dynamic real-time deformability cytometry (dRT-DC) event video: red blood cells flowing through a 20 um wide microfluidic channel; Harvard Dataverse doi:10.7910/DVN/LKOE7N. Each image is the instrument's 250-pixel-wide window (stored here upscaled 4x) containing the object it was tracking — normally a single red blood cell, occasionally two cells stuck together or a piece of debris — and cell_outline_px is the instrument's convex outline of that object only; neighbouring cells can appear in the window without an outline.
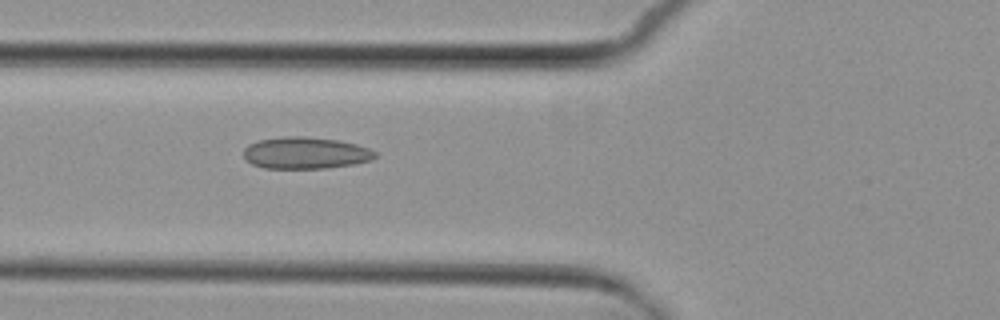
{"species": "common noctule bat (a hibernating species)", "species_latin": "Nyctalus noctula", "temperature_condition": "cold", "stored_images_in_passage": 5, "camera_frame_rate_fps": 3000, "um_per_image_px": 0.085, "animal": {"sex": "female", "body_mass_g": 29.2, "forearm_length_mm": 56.3}, "frame": {"image": 1, "passage_image": 5, "time_ms": 4.667, "image_size_px": [1000, 320], "cell_outline_px": [[376, 156], [372, 160], [352, 164], [328, 168], [264, 168], [252, 164], [244, 160], [244, 148], [248, 144], [260, 140], [284, 136], [304, 136], [340, 140], [356, 144], [368, 148], [376, 152]], "centroid_in_image_um": [25.95, 13.0], "position_along_channel_um": 99.8, "area_um2": 24.45}}